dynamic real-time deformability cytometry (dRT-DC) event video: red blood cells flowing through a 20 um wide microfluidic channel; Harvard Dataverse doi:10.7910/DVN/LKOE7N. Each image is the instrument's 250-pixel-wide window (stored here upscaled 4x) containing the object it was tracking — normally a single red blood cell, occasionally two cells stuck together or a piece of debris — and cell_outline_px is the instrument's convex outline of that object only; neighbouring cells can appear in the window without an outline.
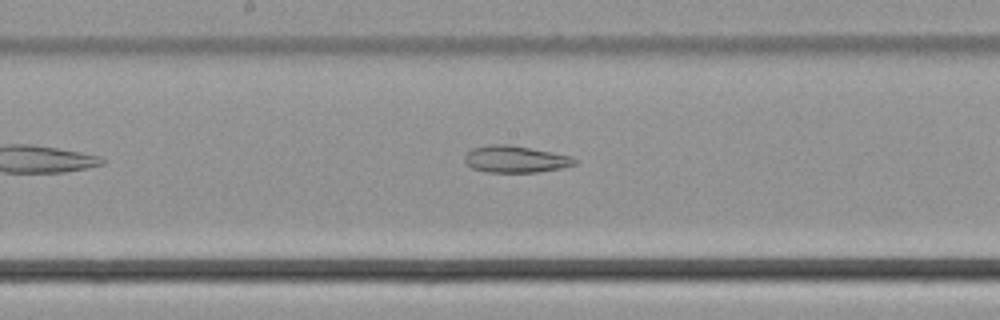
{"species": "common noctule bat (a hibernating species)", "species_latin": "Nyctalus noctula", "temperature_condition": "cold", "stored_images_in_passage": 25, "camera_frame_rate_fps": 3000, "um_per_image_px": 0.085, "animal": {"sex": "male", "body_mass_g": 21.5, "forearm_length_mm": 52.0}, "frame": {"image": 1, "passage_image": 15, "time_ms": 4.667, "image_size_px": [1000, 320], "cell_outline_px": [[576, 164], [560, 168], [536, 172], [488, 172], [472, 168], [464, 160], [464, 156], [472, 148], [488, 144], [512, 144], [572, 156], [576, 160]], "centroid_in_image_um": [43.8, 13.51], "position_along_channel_um": 204.4, "area_um2": 17.22}}
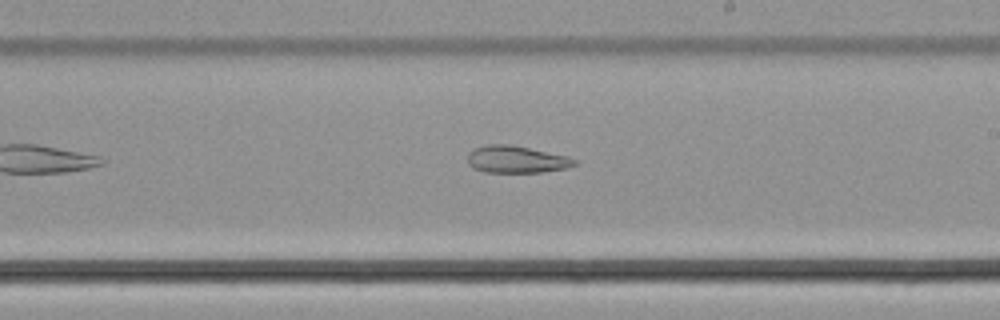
{"frame": {"image": 2, "passage_image": 18, "time_ms": 5.667, "image_size_px": [1000, 320], "cell_outline_px": [[576, 164], [568, 168], [540, 172], [484, 172], [472, 168], [468, 164], [468, 152], [484, 144], [512, 144], [568, 156], [576, 160]], "centroid_in_image_um": [43.87, 13.54], "position_along_channel_um": 245.1, "area_um2": 17.05}}